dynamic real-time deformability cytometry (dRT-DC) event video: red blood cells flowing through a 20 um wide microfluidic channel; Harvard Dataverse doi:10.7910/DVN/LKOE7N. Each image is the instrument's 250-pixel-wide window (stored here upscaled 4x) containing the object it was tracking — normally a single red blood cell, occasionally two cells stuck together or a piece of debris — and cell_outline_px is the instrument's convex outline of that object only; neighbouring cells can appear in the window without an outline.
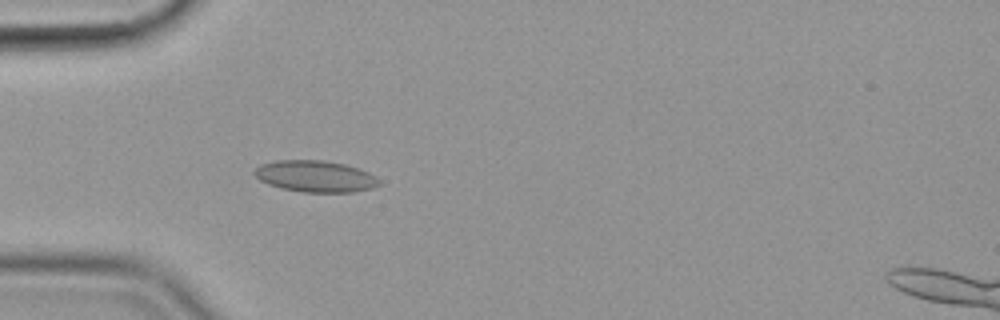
{"species": "common noctule bat (a hibernating species)", "species_latin": "Nyctalus noctula", "temperature_condition": "cold", "stored_images_in_passage": 42, "camera_frame_rate_fps": 3000, "um_per_image_px": 0.085, "animal": {"sex": "female", "body_mass_g": 19.9}, "frame": {"image": 1, "passage_image": 7, "time_ms": 2.0, "image_size_px": [1000, 320], "cell_outline_px": [[380, 184], [372, 188], [352, 192], [304, 192], [280, 188], [268, 184], [260, 180], [252, 172], [260, 164], [276, 160], [324, 160], [344, 164], [368, 172], [376, 176], [380, 180]], "centroid_in_image_um": [26.79, 14.98], "position_along_channel_um": 58.2, "area_um2": 22.89}}
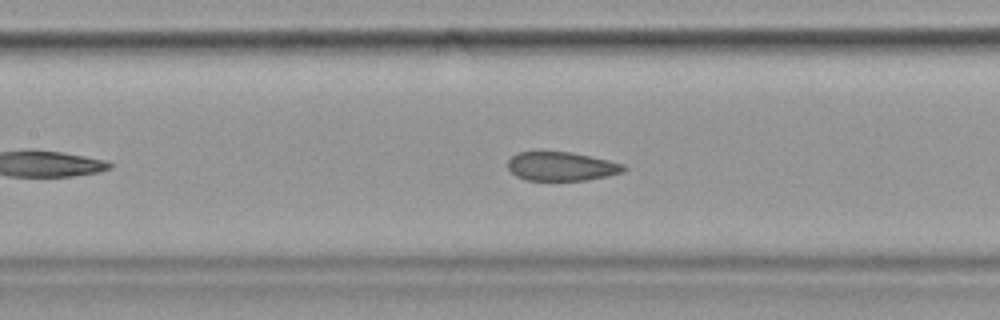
{"frame": {"image": 2, "passage_image": 16, "time_ms": 5.0, "image_size_px": [1000, 320], "cell_outline_px": [[628, 168], [624, 172], [608, 176], [584, 180], [528, 180], [516, 176], [508, 168], [508, 160], [516, 152], [572, 152], [608, 160], [624, 164]], "centroid_in_image_um": [47.74, 14.14], "position_along_channel_um": 159.7, "area_um2": 19.48}}
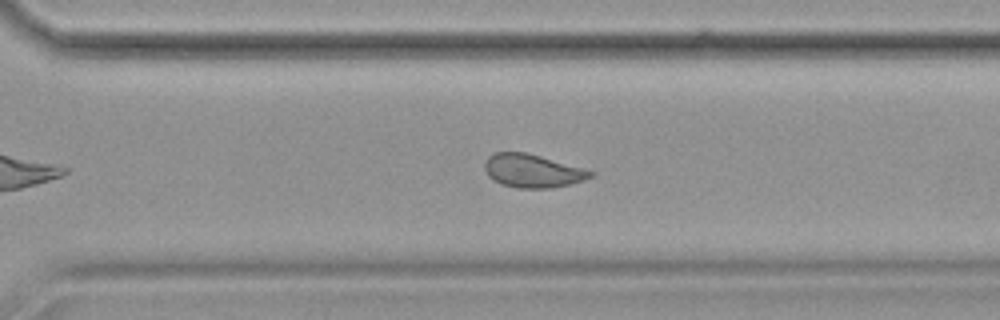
{"frame": {"image": 3, "passage_image": 30, "time_ms": 9.667, "image_size_px": [1000, 320], "cell_outline_px": [[596, 172], [592, 176], [584, 180], [552, 188], [516, 188], [500, 184], [488, 176], [484, 168], [484, 160], [492, 152], [524, 152], [540, 156], [584, 168]], "centroid_in_image_um": [45.23, 14.52], "position_along_channel_um": 325.4, "area_um2": 20.63}, "authors_computed_cell_mechanics": {"area_um2": 20.6057, "velocity_mm_per_s": 3.5536, "shape_relaxation_time_tau1_ms": null, "shape_relaxation_time_tau2_ms": 1.2682, "deformation_change_tau1": null, "deformation_change_tau2": 0.0693}}